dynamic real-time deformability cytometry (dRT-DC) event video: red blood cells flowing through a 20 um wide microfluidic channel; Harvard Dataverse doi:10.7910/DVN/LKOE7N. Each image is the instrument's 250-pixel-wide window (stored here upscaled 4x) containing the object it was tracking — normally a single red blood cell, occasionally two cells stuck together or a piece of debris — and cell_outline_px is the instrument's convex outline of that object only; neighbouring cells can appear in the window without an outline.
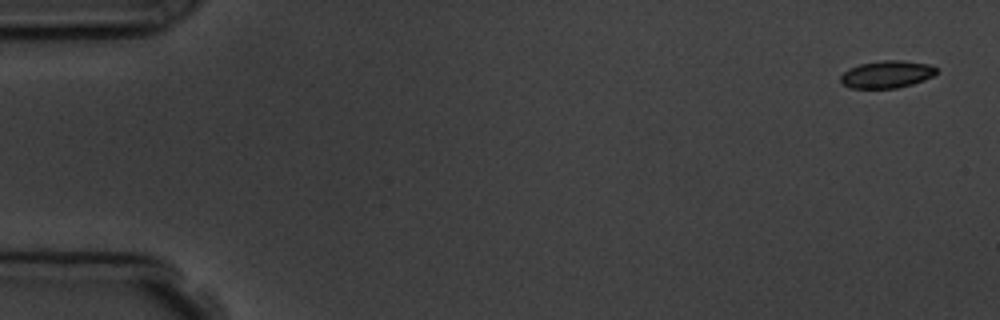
{"species": "common noctule bat (a hibernating species)", "species_latin": "Nyctalus noctula", "temperature_condition": "room temperature", "stored_images_in_passage": 5, "camera_frame_rate_fps": 3000, "um_per_image_px": 0.085, "animal": {"sex": "male", "body_mass_g": 19.5, "forearm_length_mm": 54.6}, "frame": {"image": 1, "passage_image": 1, "time_ms": 0.0, "image_size_px": [1000, 320], "cell_outline_px": [[936, 72], [932, 76], [924, 80], [912, 84], [896, 88], [852, 88], [840, 84], [840, 76], [848, 68], [860, 64], [884, 60], [904, 60], [928, 64], [936, 68]], "centroid_in_image_um": [75.34, 6.32], "position_along_channel_um": 9.7, "area_um2": 15.26}}
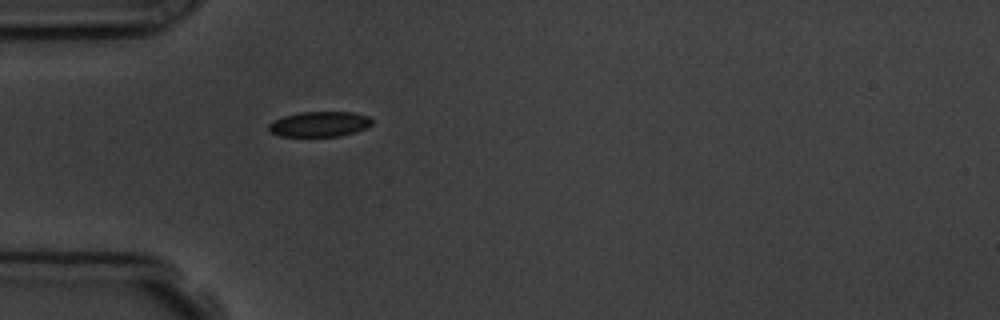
{"frame": {"image": 2, "passage_image": 5, "time_ms": 4.667, "image_size_px": [1000, 320], "cell_outline_px": [[372, 124], [356, 132], [340, 136], [280, 136], [272, 132], [268, 128], [268, 124], [284, 116], [300, 112], [352, 112], [368, 116], [372, 120]], "centroid_in_image_um": [27.17, 10.55], "position_along_channel_um": 57.8, "area_um2": 15.03}}